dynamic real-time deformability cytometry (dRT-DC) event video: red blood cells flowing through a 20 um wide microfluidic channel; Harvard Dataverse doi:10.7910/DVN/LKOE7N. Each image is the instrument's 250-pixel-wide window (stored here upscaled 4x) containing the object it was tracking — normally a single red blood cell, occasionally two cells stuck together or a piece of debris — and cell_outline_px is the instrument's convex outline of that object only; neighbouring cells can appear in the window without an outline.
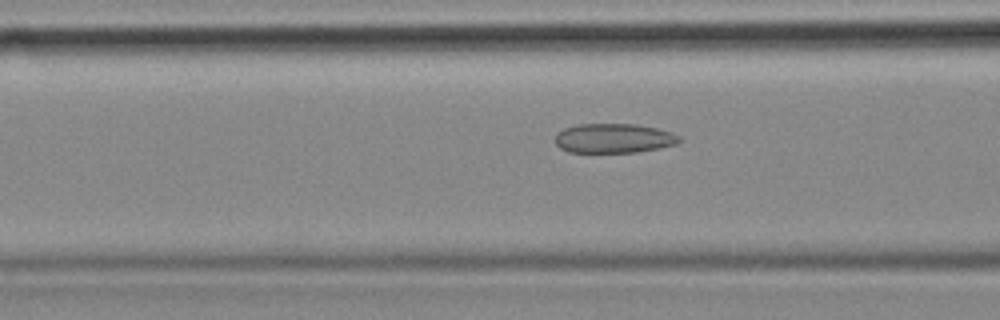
{"species": "common noctule bat (a hibernating species)", "species_latin": "Nyctalus noctula", "temperature_condition": "cold", "stored_images_in_passage": 12, "camera_frame_rate_fps": 3000, "um_per_image_px": 0.085, "animal": {"sex": "female", "body_mass_g": 18.4}, "frame": {"image": 1, "passage_image": 10, "time_ms": 3.0, "image_size_px": [1000, 320], "cell_outline_px": [[680, 140], [676, 144], [660, 148], [636, 152], [568, 152], [560, 148], [556, 144], [556, 136], [564, 128], [576, 124], [636, 124], [656, 128], [672, 132], [680, 136]], "centroid_in_image_um": [52.18, 11.75], "position_along_channel_um": 114.4, "area_um2": 21.27}}